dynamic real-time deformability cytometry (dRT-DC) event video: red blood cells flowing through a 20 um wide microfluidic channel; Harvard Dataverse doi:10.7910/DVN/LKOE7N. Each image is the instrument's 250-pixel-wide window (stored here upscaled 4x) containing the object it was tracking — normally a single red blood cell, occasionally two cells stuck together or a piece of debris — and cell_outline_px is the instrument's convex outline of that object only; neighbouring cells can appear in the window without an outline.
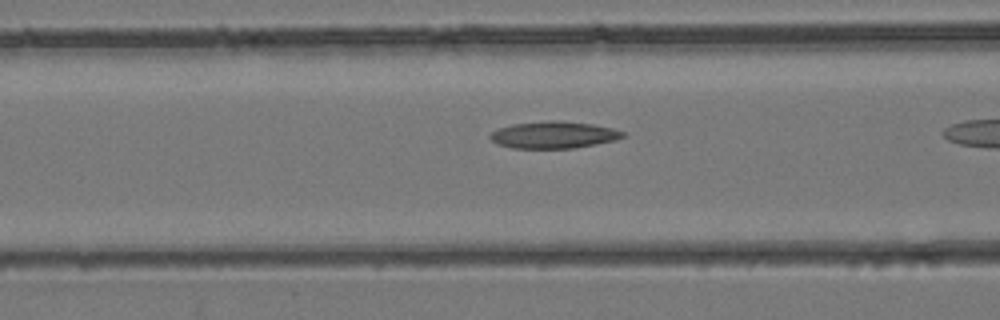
{"species": "common noctule bat (a hibernating species)", "species_latin": "Nyctalus noctula", "temperature_condition": "room temperature", "stored_images_in_passage": 16, "camera_frame_rate_fps": 3000, "um_per_image_px": 0.085, "animal": {"sex": "female", "body_mass_g": 24.6, "forearm_length_mm": 56.2}, "frame": {"image": 1, "passage_image": 14, "time_ms": 4.333, "image_size_px": [1000, 320], "cell_outline_px": [[624, 136], [612, 140], [592, 144], [568, 148], [516, 148], [500, 144], [492, 140], [492, 132], [500, 128], [516, 124], [588, 124], [608, 128], [624, 132]], "centroid_in_image_um": [47.04, 11.52], "position_along_channel_um": 119.6, "area_um2": 18.67}}